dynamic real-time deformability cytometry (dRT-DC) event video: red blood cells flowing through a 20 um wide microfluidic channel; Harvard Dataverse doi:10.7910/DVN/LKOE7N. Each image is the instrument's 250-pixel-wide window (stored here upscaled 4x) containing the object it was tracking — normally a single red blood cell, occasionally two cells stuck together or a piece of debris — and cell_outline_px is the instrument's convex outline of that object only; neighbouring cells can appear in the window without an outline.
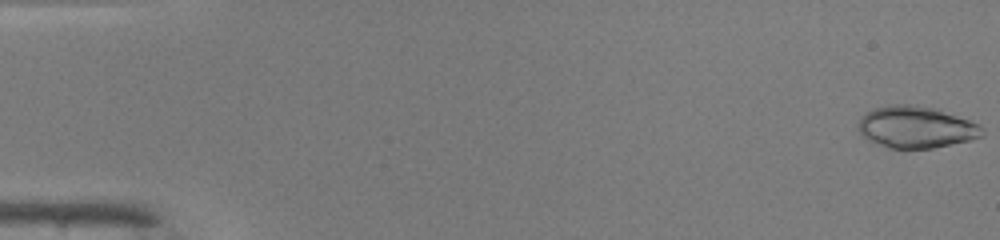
{"species": "common noctule bat (a hibernating species)", "species_latin": "Nyctalus noctula", "temperature_condition": "warm", "stored_images_in_passage": 49, "camera_frame_rate_fps": 3000, "um_per_image_px": 0.085, "animal": {"sex": "male", "body_mass_g": 19.0, "forearm_length_mm": 50.8}, "frame": {"image": 1, "passage_image": 1, "time_ms": 0.0, "image_size_px": [1000, 240], "cell_outline_px": [[984, 136], [968, 140], [932, 148], [888, 148], [868, 140], [856, 128], [860, 120], [868, 112], [876, 108], [892, 104], [916, 104], [936, 108], [980, 124], [984, 128]], "centroid_in_image_um": [77.89, 10.8], "position_along_channel_um": 7.1, "area_um2": 30.11}}